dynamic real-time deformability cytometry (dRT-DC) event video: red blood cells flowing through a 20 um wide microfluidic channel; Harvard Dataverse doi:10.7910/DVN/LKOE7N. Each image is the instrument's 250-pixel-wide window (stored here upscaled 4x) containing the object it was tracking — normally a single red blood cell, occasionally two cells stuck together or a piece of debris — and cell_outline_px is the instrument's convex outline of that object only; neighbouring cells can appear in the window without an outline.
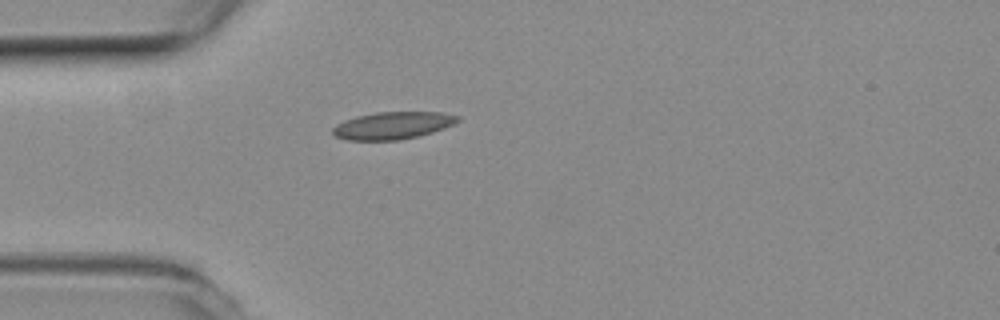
{"species": "common noctule bat (a hibernating species)", "species_latin": "Nyctalus noctula", "temperature_condition": "room temperature", "stored_images_in_passage": 39, "camera_frame_rate_fps": 3000, "um_per_image_px": 0.085, "animal": {"sex": "female", "body_mass_g": 19.3, "forearm_length_mm": 54.1}, "frame": {"image": 1, "passage_image": 1, "time_ms": 0.0, "image_size_px": [1000, 320], "cell_outline_px": [[460, 120], [444, 128], [432, 132], [400, 140], [348, 140], [336, 136], [332, 132], [332, 128], [336, 124], [344, 120], [356, 116], [376, 112], [444, 112], [460, 116]], "centroid_in_image_um": [33.38, 10.65], "position_along_channel_um": 51.6, "area_um2": 19.88}}
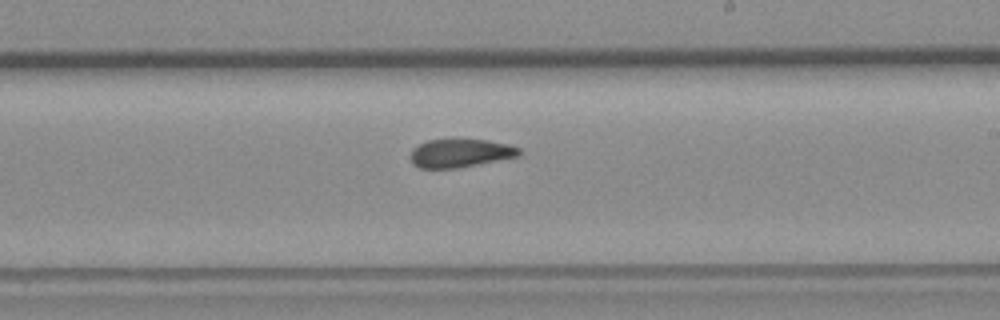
{"frame": {"image": 2, "passage_image": 17, "time_ms": 5.333, "image_size_px": [1000, 320], "cell_outline_px": [[520, 156], [460, 168], [420, 168], [412, 164], [412, 148], [428, 140], [488, 140], [508, 144], [520, 148]], "centroid_in_image_um": [39.16, 13.03], "position_along_channel_um": 249.8, "area_um2": 17.86}}
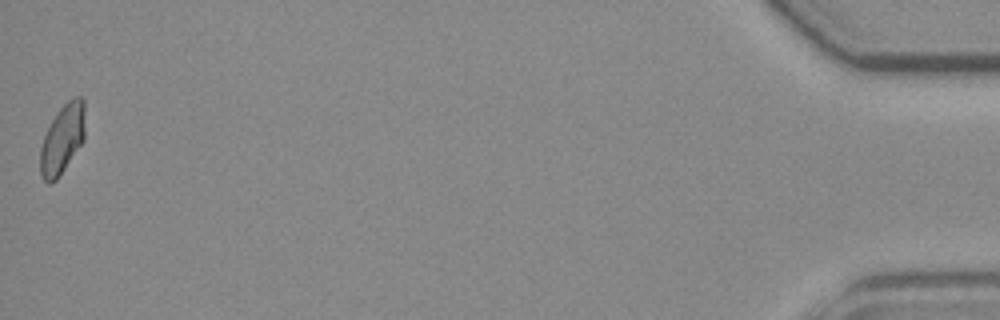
{"frame": {"image": 3, "passage_image": 39, "time_ms": 12.667, "image_size_px": [1000, 320], "cell_outline_px": [[84, 140], [56, 180], [48, 184], [40, 176], [40, 148], [44, 136], [52, 120], [60, 108], [72, 96], [80, 96], [84, 100]], "centroid_in_image_um": [5.3, 11.81], "position_along_channel_um": 429.9, "area_um2": 17.98}, "authors_computed_cell_mechanics": {"area_um2": 18.496, "velocity_mm_per_s": 3.8681, "shape_relaxation_time_tau1_ms": null, "shape_relaxation_time_tau2_ms": 1.4648, "deformation_change_tau1": null, "deformation_change_tau2": 0.0586}}